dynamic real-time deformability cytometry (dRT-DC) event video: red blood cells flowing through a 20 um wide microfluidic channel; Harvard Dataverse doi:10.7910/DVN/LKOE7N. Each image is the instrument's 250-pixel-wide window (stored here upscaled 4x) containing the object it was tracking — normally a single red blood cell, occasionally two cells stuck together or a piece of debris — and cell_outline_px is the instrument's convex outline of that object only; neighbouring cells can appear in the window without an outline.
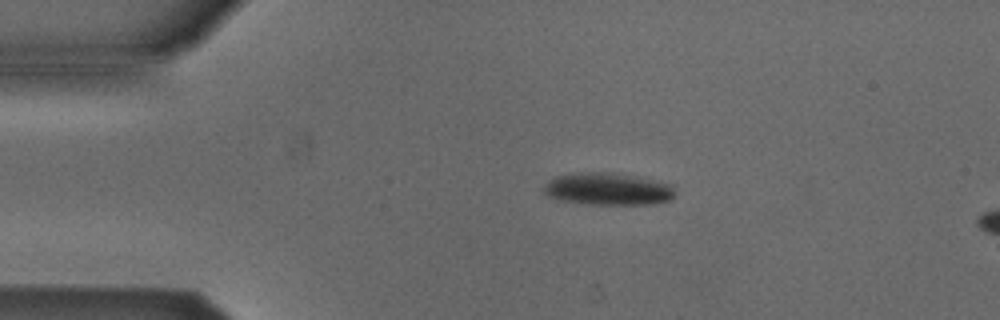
{"species": "Egyptian fruit bat (a non-hibernating species)", "species_latin": "Rousettus aegyptiacus", "temperature_condition": "cold", "stored_images_in_passage": 3, "camera_frame_rate_fps": 3000, "um_per_image_px": 0.085, "animal": {"sex": "male"}, "frame": {"image": 1, "passage_image": 1, "time_ms": 0.0, "image_size_px": [1000, 320], "cell_outline_px": [[672, 200], [652, 204], [588, 204], [560, 200], [548, 196], [544, 192], [544, 184], [548, 180], [556, 176], [580, 172], [608, 172], [672, 184]], "centroid_in_image_um": [51.61, 16.07], "position_along_channel_um": 33.4, "area_um2": 24.33}}